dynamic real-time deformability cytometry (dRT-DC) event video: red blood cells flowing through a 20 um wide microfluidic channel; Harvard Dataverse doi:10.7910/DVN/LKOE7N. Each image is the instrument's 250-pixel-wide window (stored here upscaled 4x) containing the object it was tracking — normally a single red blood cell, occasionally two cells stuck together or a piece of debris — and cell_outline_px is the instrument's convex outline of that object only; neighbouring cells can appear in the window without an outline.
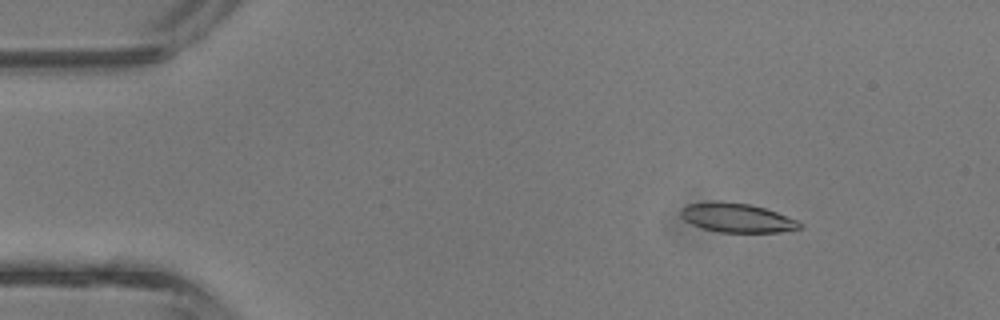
{"species": "common noctule bat (a hibernating species)", "species_latin": "Nyctalus noctula", "temperature_condition": "room temperature", "stored_images_in_passage": 42, "camera_frame_rate_fps": 3000, "um_per_image_px": 0.085, "animal": {"sex": "male", "body_mass_g": 13.3}, "frame": {"image": 1, "passage_image": 6, "time_ms": 1.667, "image_size_px": [1000, 320], "cell_outline_px": [[804, 224], [800, 228], [780, 232], [720, 232], [704, 228], [692, 224], [684, 220], [680, 216], [680, 208], [688, 204], [748, 204], [764, 208], [776, 212], [796, 220]], "centroid_in_image_um": [62.68, 18.56], "position_along_channel_um": 22.3, "area_um2": 19.25}}
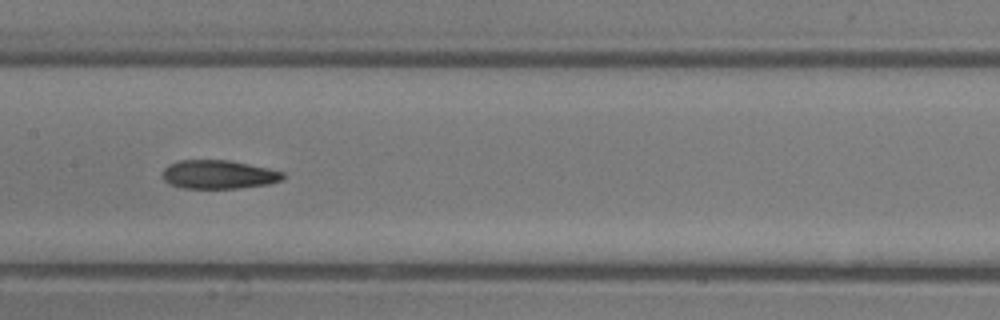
{"frame": {"image": 2, "passage_image": 21, "time_ms": 6.667, "image_size_px": [1000, 320], "cell_outline_px": [[284, 176], [280, 180], [268, 184], [240, 188], [180, 188], [168, 184], [160, 176], [164, 168], [168, 164], [180, 160], [228, 160], [268, 168], [284, 172]], "centroid_in_image_um": [18.51, 14.83], "position_along_channel_um": 188.9, "area_um2": 20.23}}
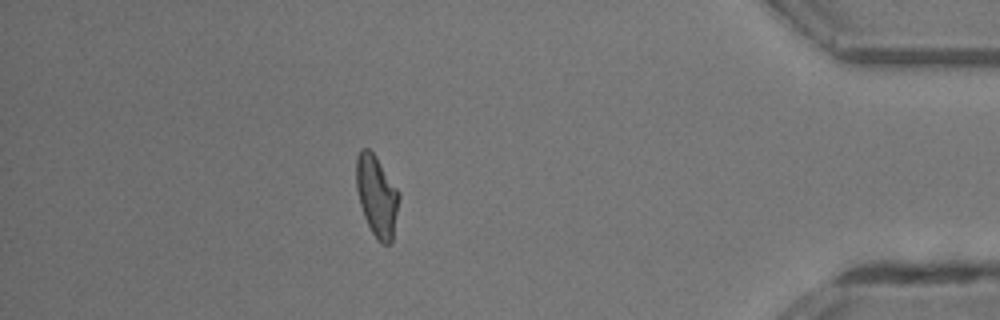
{"frame": {"image": 3, "passage_image": 37, "time_ms": 12.0, "image_size_px": [1000, 320], "cell_outline_px": [[400, 196], [392, 240], [388, 244], [380, 244], [376, 240], [364, 216], [360, 204], [356, 188], [356, 156], [360, 148], [368, 148], [376, 156], [400, 192]], "centroid_in_image_um": [32.02, 16.64], "position_along_channel_um": 403.2, "area_um2": 20.29}, "authors_computed_cell_mechanics": {"area_um2": 20.2878, "velocity_mm_per_s": 4.9165, "shape_relaxation_time_tau1_ms": null, "shape_relaxation_time_tau2_ms": 2.8459, "deformation_change_tau1": null, "deformation_change_tau2": 0.1184}}